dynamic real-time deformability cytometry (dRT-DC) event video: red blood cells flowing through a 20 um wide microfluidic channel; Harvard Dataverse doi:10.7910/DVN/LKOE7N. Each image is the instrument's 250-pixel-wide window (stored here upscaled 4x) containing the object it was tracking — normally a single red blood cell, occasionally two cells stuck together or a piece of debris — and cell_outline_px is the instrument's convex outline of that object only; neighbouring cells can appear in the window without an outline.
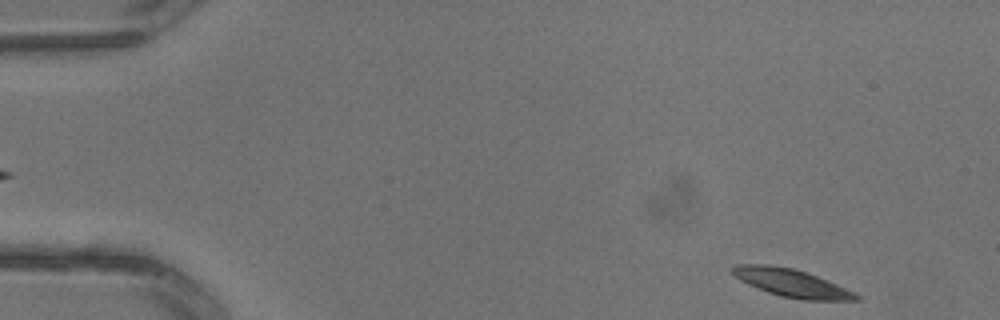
{"species": "common noctule bat (a hibernating species)", "species_latin": "Nyctalus noctula", "temperature_condition": "warm", "stored_images_in_passage": 2, "segment_of_instrument_passage": [2, 2], "camera_frame_rate_fps": 3000, "um_per_image_px": 0.085, "animal": {"sex": "male", "body_mass_g": 13.3}, "frame": {"image": 1, "passage_image": 2, "time_ms": 0.333, "image_size_px": [1000, 320], "cell_outline_px": [[860, 300], [804, 300], [780, 296], [768, 292], [748, 284], [740, 280], [732, 272], [732, 268], [736, 264], [768, 264], [792, 268], [816, 276], [836, 284], [860, 296]], "centroid_in_image_um": [67.25, 24.05], "position_along_channel_um": 17.8, "area_um2": 19.65}}